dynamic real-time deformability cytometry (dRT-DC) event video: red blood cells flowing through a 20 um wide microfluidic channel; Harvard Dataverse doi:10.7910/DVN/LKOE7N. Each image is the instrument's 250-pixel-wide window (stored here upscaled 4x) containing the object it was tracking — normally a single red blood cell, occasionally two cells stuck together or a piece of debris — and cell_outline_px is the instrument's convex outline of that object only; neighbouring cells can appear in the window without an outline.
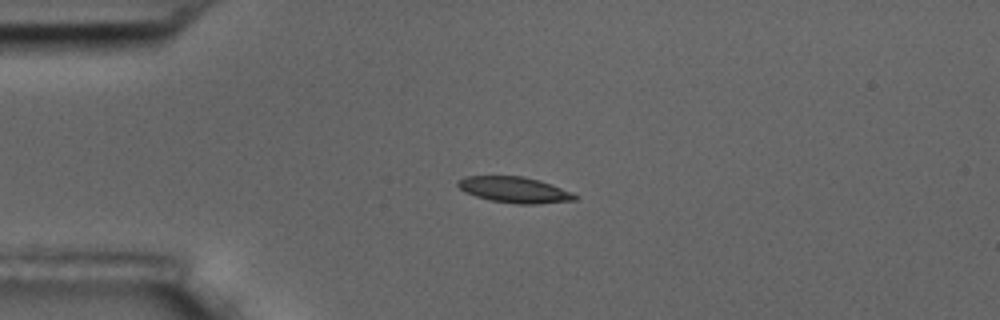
{"species": "common noctule bat (a hibernating species)", "species_latin": "Nyctalus noctula", "temperature_condition": "room temperature", "stored_images_in_passage": 2, "camera_frame_rate_fps": 3000, "um_per_image_px": 0.085, "animal": {"sex": "male", "body_mass_g": 17.5, "forearm_length_mm": 52.3}, "frame": {"image": 1, "passage_image": 1, "time_ms": 0.0, "image_size_px": [1000, 320], "cell_outline_px": [[580, 196], [576, 200], [536, 204], [520, 204], [488, 200], [476, 196], [460, 188], [456, 184], [464, 176], [520, 176], [540, 180]], "centroid_in_image_um": [43.75, 16.13], "position_along_channel_um": 41.3, "area_um2": 17.46}}